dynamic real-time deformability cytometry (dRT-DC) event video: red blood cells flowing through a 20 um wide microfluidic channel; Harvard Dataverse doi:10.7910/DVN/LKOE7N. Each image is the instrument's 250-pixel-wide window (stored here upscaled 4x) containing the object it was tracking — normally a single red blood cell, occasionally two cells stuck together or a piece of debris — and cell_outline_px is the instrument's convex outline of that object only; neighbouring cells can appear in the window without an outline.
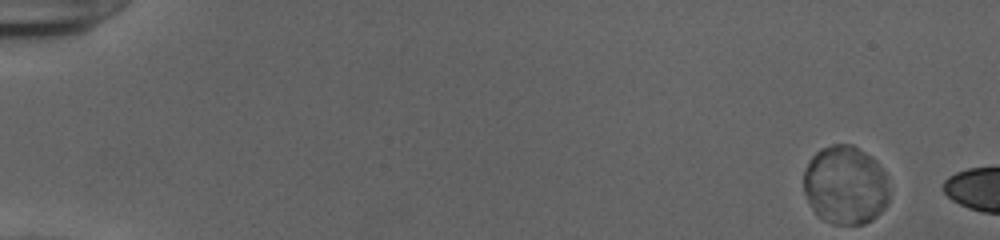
{"species": "human", "species_latin": "Homo sapiens", "temperature_condition": "cold", "stored_images_in_passage": 14, "camera_frame_rate_fps": 3000, "um_per_image_px": 0.085, "donor": {"sex": "female"}, "frame": {"image": 1, "passage_image": 1, "time_ms": 0.0, "image_size_px": [1000, 240], "cell_outline_px": [[888, 200], [884, 208], [872, 220], [864, 224], [832, 224], [824, 220], [812, 208], [804, 192], [804, 172], [812, 156], [820, 148], [832, 144], [852, 144], [876, 160], [888, 176]], "centroid_in_image_um": [71.87, 15.72], "position_along_channel_um": 13.1, "area_um2": 39.36}}